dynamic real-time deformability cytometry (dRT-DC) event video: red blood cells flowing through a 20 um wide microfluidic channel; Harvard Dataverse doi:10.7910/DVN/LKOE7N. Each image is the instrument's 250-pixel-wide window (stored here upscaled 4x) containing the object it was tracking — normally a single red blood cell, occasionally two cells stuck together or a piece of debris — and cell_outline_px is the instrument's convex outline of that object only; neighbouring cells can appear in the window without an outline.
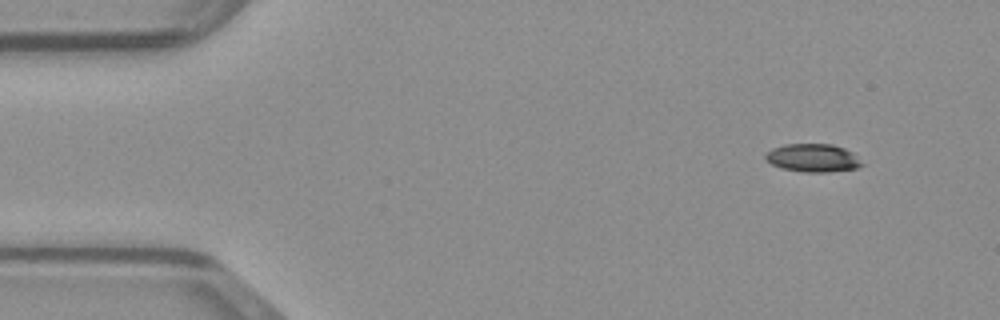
{"species": "common noctule bat (a hibernating species)", "species_latin": "Nyctalus noctula", "temperature_condition": "warm", "stored_images_in_passage": 45, "camera_frame_rate_fps": 3000, "um_per_image_px": 0.085, "animal": {"sex": "male", "body_mass_g": 23.1, "forearm_length_mm": 52.7}, "frame": {"image": 1, "passage_image": 1, "time_ms": 0.0, "image_size_px": [1000, 320], "cell_outline_px": [[864, 164], [856, 168], [828, 172], [804, 172], [784, 168], [772, 164], [764, 156], [772, 148], [784, 144], [832, 144], [844, 148], [852, 152]], "centroid_in_image_um": [69.11, 13.41], "position_along_channel_um": 15.9, "area_um2": 15.61}}
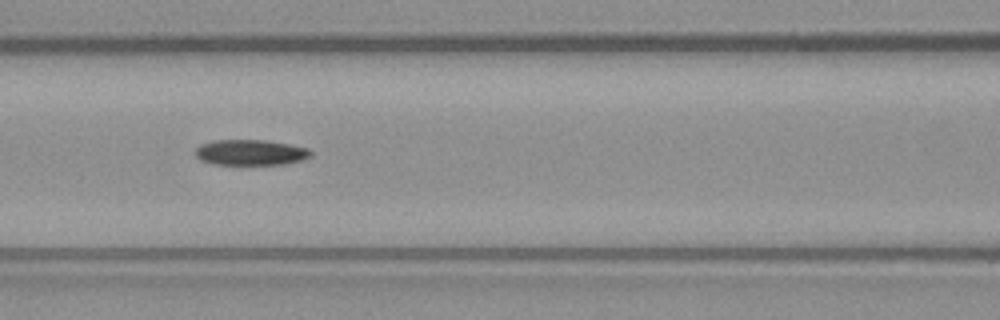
{"frame": {"image": 2, "passage_image": 17, "time_ms": 5.333, "image_size_px": [1000, 320], "cell_outline_px": [[312, 156], [300, 160], [284, 164], [216, 164], [200, 160], [196, 156], [196, 148], [200, 144], [212, 140], [264, 140], [288, 144], [308, 148], [312, 152]], "centroid_in_image_um": [21.28, 12.95], "position_along_channel_um": 145.3, "area_um2": 17.11}}
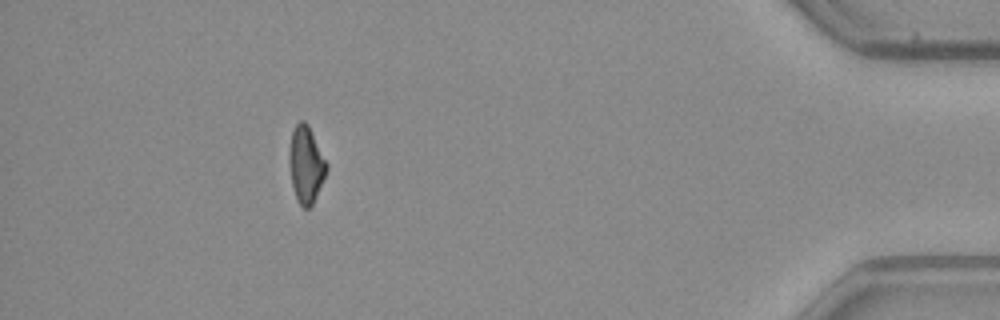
{"frame": {"image": 3, "passage_image": 40, "time_ms": 13.0, "image_size_px": [1000, 320], "cell_outline_px": [[328, 168], [312, 204], [308, 208], [304, 208], [300, 204], [296, 196], [292, 184], [288, 160], [288, 152], [292, 132], [296, 124], [300, 120], [304, 120], [308, 124], [328, 164]], "centroid_in_image_um": [26.0, 13.94], "position_along_channel_um": 409.2, "area_um2": 16.53}}